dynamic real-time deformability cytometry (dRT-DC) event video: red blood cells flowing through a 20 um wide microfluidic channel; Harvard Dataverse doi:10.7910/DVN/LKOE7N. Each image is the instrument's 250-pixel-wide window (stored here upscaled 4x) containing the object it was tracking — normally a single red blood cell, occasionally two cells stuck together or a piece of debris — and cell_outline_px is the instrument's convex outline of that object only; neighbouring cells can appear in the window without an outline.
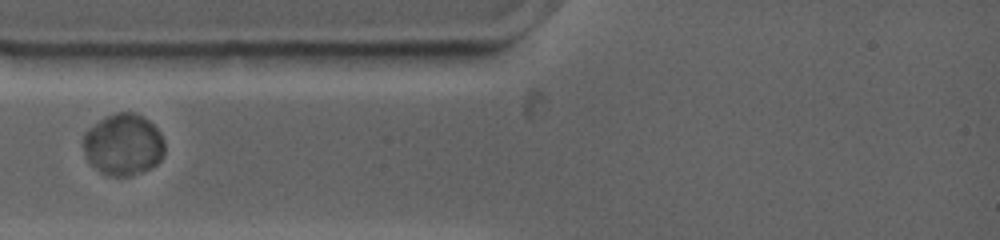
{"species": "common noctule bat (a hibernating species)", "species_latin": "Nyctalus noctula", "temperature_condition": "warm", "stored_images_in_passage": 4, "camera_frame_rate_fps": 4500, "um_per_image_px": 0.085, "animal": {"sex": "female", "body_mass_g": 19.0, "forearm_length_mm": 53.3}, "frame": {"image": 1, "passage_image": 1, "time_ms": 0.0, "image_size_px": [1000, 240], "cell_outline_px": [[164, 152], [160, 160], [156, 164], [140, 172], [128, 176], [108, 176], [100, 172], [88, 160], [80, 144], [84, 132], [88, 128], [100, 120], [116, 112], [132, 112], [144, 116], [160, 132], [164, 140]], "centroid_in_image_um": [10.45, 12.28], "position_along_channel_um": 74.6, "area_um2": 29.36}}
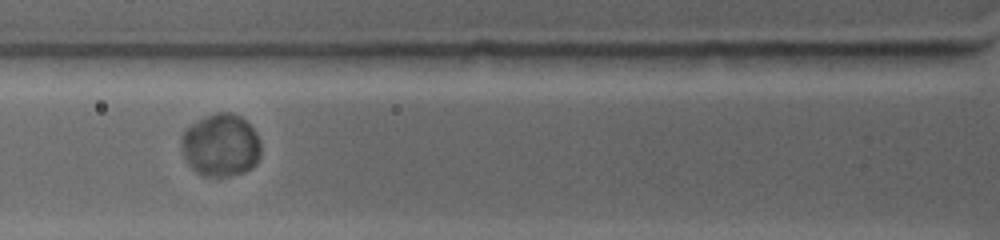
{"frame": {"image": 2, "passage_image": 2, "time_ms": 0.889, "image_size_px": [1000, 240], "cell_outline_px": [[260, 156], [256, 164], [252, 168], [244, 172], [224, 176], [204, 176], [196, 172], [192, 168], [184, 156], [180, 144], [180, 140], [184, 128], [216, 112], [232, 112], [240, 116], [256, 132], [260, 140]], "centroid_in_image_um": [18.76, 12.34], "position_along_channel_um": 107.0, "area_um2": 29.07}}
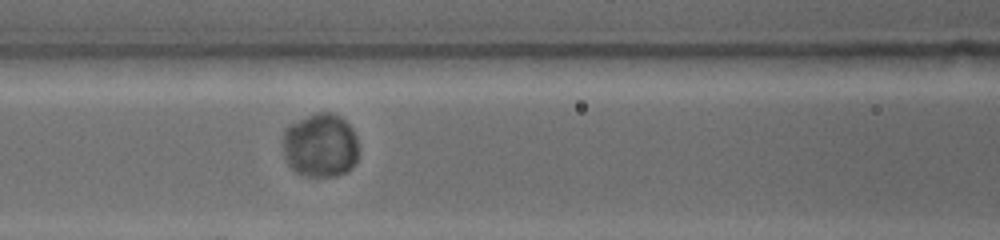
{"frame": {"image": 3, "passage_image": 4, "time_ms": 1.778, "image_size_px": [1000, 240], "cell_outline_px": [[356, 160], [352, 168], [336, 176], [308, 176], [296, 172], [288, 164], [284, 156], [284, 128], [316, 112], [328, 112], [340, 116], [352, 128], [356, 136]], "centroid_in_image_um": [27.23, 12.36], "position_along_channel_um": 139.4, "area_um2": 27.92}}